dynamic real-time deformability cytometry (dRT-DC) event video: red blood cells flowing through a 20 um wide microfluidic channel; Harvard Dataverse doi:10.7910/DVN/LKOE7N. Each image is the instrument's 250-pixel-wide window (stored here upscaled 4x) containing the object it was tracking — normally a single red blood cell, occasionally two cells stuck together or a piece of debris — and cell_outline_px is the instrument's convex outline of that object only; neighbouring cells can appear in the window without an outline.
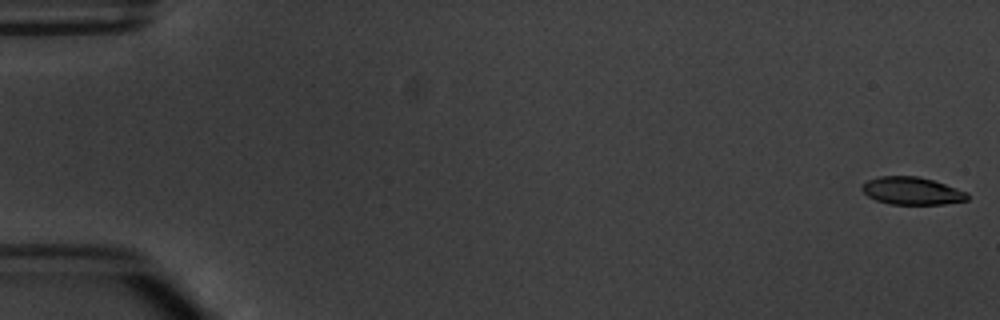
{"species": "common noctule bat (a hibernating species)", "species_latin": "Nyctalus noctula", "temperature_condition": "warm", "stored_images_in_passage": 4, "camera_frame_rate_fps": 3000, "um_per_image_px": 0.085, "animal": {"sex": "male", "body_mass_g": 20.1, "forearm_length_mm": 53.5}, "frame": {"image": 1, "passage_image": 1, "time_ms": 0.0, "image_size_px": [1000, 320], "cell_outline_px": [[968, 200], [944, 204], [888, 204], [876, 200], [868, 196], [860, 188], [868, 180], [880, 176], [916, 176], [932, 180], [968, 192]], "centroid_in_image_um": [77.51, 16.23], "position_along_channel_um": 7.5, "area_um2": 16.82}}